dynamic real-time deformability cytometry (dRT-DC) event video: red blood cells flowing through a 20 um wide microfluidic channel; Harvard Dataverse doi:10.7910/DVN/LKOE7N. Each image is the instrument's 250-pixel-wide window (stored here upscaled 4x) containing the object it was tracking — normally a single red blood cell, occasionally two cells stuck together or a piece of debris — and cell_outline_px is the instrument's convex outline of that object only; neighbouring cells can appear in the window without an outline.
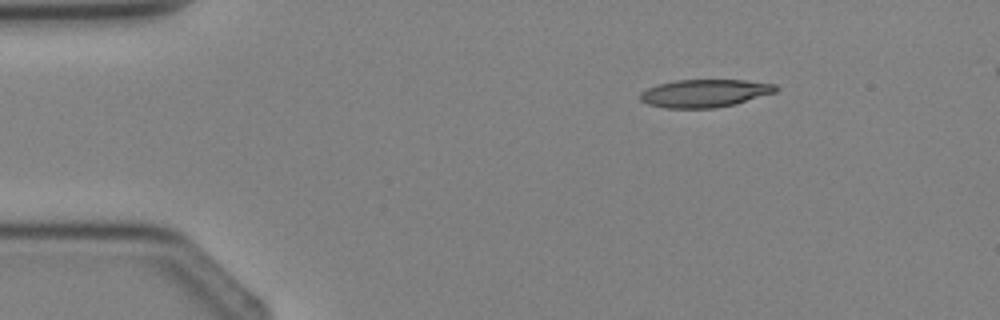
{"species": "Egyptian fruit bat (a non-hibernating species)", "species_latin": "Rousettus aegyptiacus", "temperature_condition": "cold", "stored_images_in_passage": 3, "camera_frame_rate_fps": 3000, "um_per_image_px": 0.085, "animal": {"sex": "female"}, "frame": {"image": 1, "passage_image": 3, "time_ms": 3.333, "image_size_px": [1000, 320], "cell_outline_px": [[780, 88], [776, 92], [732, 104], [712, 108], [668, 108], [648, 104], [640, 100], [640, 92], [648, 88], [660, 84], [676, 80], [744, 80], [776, 84]], "centroid_in_image_um": [59.9, 7.92], "position_along_channel_um": 25.1, "area_um2": 21.73}}